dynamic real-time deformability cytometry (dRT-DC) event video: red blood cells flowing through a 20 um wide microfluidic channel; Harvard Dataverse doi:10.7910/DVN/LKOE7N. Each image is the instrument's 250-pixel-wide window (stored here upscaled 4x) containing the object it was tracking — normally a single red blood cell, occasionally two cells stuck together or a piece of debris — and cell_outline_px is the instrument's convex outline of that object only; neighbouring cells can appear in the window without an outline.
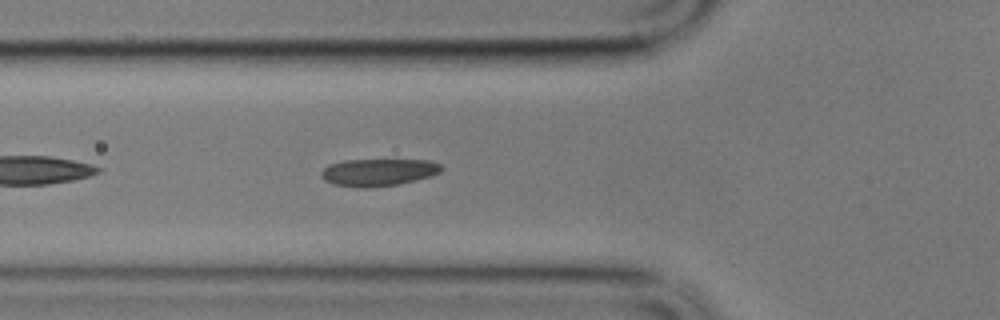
{"species": "common noctule bat (a hibernating species)", "species_latin": "Nyctalus noctula", "temperature_condition": "cold", "stored_images_in_passage": 47, "camera_frame_rate_fps": 3000, "um_per_image_px": 0.085, "animal": {"sex": "male", "body_mass_g": 17.9}, "frame": {"image": 1, "passage_image": 7, "time_ms": 2.0, "image_size_px": [1000, 320], "cell_outline_px": [[444, 168], [440, 172], [416, 180], [396, 184], [364, 188], [360, 188], [332, 184], [324, 180], [320, 176], [320, 172], [328, 164], [344, 160], [428, 160], [440, 164]], "centroid_in_image_um": [32.11, 14.64], "position_along_channel_um": 93.7, "area_um2": 19.07}}
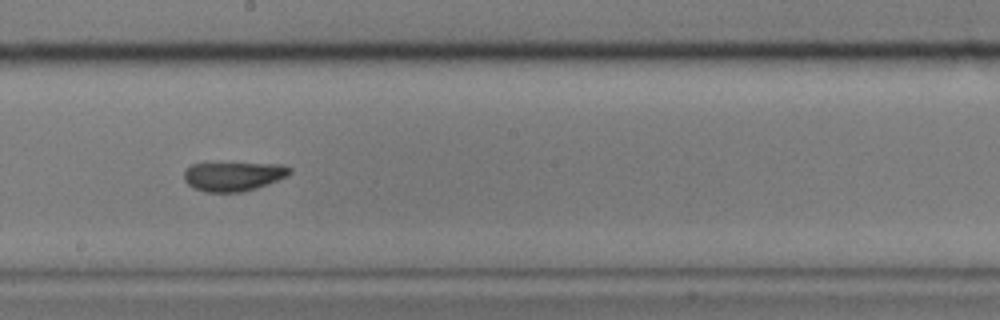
{"frame": {"image": 2, "passage_image": 19, "time_ms": 6.0, "image_size_px": [1000, 320], "cell_outline_px": [[292, 172], [288, 176], [256, 188], [244, 192], [204, 192], [188, 184], [184, 180], [184, 172], [192, 164], [284, 164], [292, 168]], "centroid_in_image_um": [19.88, 15.0], "position_along_channel_um": 228.3, "area_um2": 17.74}}
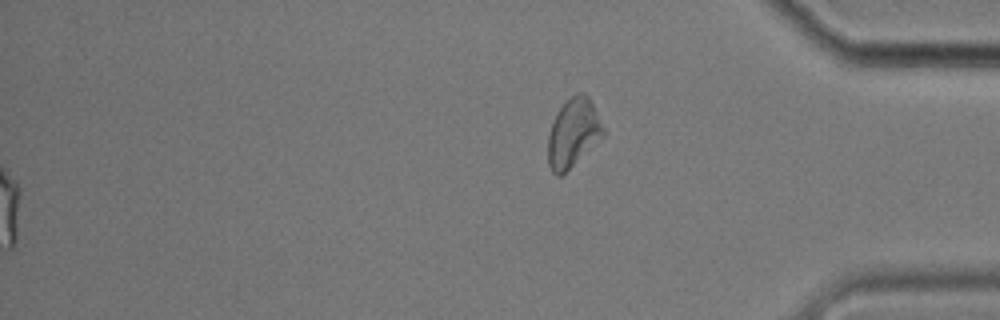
{"frame": {"image": 3, "passage_image": 47, "time_ms": 15.333, "image_size_px": [1000, 320], "cell_outline_px": [[604, 136], [560, 176], [556, 176], [552, 172], [548, 164], [548, 136], [556, 112], [576, 92], [584, 92], [588, 96], [604, 128]], "centroid_in_image_um": [48.71, 11.3], "position_along_channel_um": 386.5, "area_um2": 21.68}}